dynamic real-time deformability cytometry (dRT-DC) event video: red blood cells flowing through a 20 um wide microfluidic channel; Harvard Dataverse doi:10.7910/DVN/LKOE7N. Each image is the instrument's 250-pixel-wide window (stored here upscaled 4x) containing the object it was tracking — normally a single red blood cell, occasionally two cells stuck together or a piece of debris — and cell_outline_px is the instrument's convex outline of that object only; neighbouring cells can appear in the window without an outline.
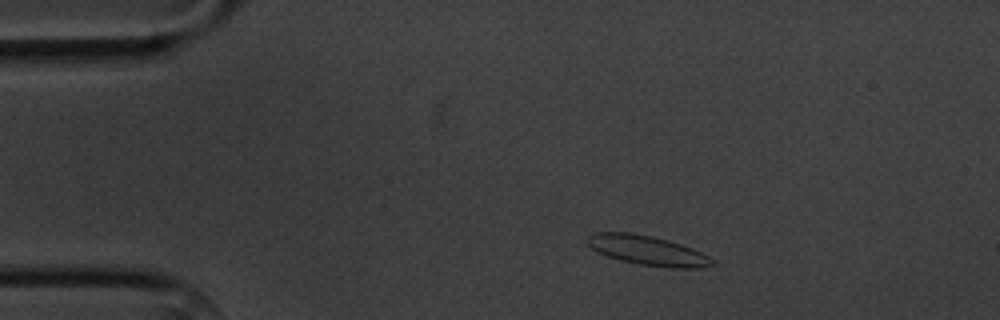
{"species": "common noctule bat (a hibernating species)", "species_latin": "Nyctalus noctula", "temperature_condition": "cold", "stored_images_in_passage": 4, "camera_frame_rate_fps": 3000, "um_per_image_px": 0.085, "animal": {"sex": "male", "body_mass_g": 20.1, "forearm_length_mm": 53.5}, "frame": {"image": 1, "passage_image": 2, "time_ms": 2.0, "image_size_px": [1000, 320], "cell_outline_px": [[720, 264], [700, 268], [668, 268], [640, 264], [620, 260], [596, 252], [588, 244], [588, 236], [596, 232], [632, 232], [652, 236], [668, 240], [692, 248], [716, 260]], "centroid_in_image_um": [55.1, 21.3], "position_along_channel_um": 29.9, "area_um2": 21.68}}